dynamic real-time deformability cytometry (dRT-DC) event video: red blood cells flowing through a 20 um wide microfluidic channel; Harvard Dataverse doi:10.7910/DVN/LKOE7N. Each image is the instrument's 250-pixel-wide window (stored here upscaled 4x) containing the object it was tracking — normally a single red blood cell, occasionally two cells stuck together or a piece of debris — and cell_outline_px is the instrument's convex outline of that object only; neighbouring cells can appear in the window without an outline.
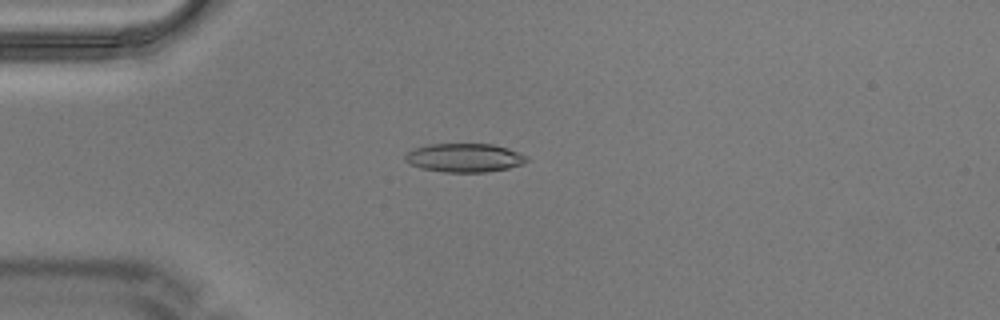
{"species": "Egyptian fruit bat (a non-hibernating species)", "species_latin": "Rousettus aegyptiacus", "temperature_condition": "warm", "stored_images_in_passage": 7, "camera_frame_rate_fps": 3000, "um_per_image_px": 0.085, "animal": {"sex": "male"}, "frame": {"image": 1, "passage_image": 4, "time_ms": 1.0, "image_size_px": [1000, 320], "cell_outline_px": [[528, 160], [524, 164], [508, 168], [484, 172], [444, 172], [420, 168], [404, 160], [404, 156], [412, 148], [428, 144], [492, 144], [508, 148], [528, 156]], "centroid_in_image_um": [39.48, 13.4], "position_along_channel_um": 45.5, "area_um2": 20.4}}